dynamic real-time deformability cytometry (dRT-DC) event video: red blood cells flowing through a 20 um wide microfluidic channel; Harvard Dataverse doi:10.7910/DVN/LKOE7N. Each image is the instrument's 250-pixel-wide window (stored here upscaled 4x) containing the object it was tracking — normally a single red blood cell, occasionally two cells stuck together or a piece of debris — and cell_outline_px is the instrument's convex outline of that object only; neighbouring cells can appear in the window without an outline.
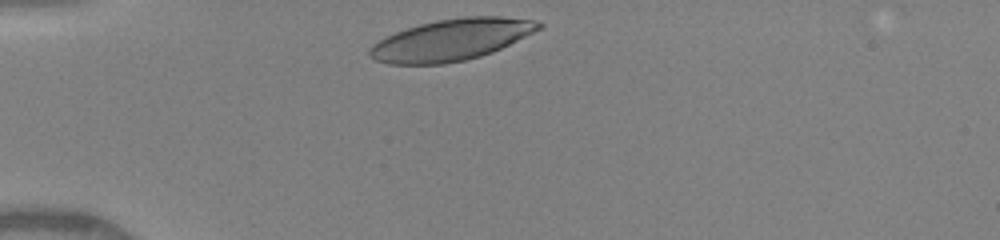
{"species": "human", "species_latin": "Homo sapiens", "temperature_condition": "warm", "stored_images_in_passage": 3, "camera_frame_rate_fps": 3000, "um_per_image_px": 0.085, "donor": {"sex": "female"}, "frame": {"image": 1, "passage_image": 1, "time_ms": 0.0, "image_size_px": [1000, 240], "cell_outline_px": [[544, 28], [492, 52], [480, 56], [464, 60], [444, 64], [388, 64], [376, 60], [368, 56], [368, 52], [372, 44], [396, 32], [420, 24], [436, 20], [464, 16], [500, 16], [532, 20], [544, 24]], "centroid_in_image_um": [38.38, 3.38], "position_along_channel_um": 46.6, "area_um2": 40.75}}